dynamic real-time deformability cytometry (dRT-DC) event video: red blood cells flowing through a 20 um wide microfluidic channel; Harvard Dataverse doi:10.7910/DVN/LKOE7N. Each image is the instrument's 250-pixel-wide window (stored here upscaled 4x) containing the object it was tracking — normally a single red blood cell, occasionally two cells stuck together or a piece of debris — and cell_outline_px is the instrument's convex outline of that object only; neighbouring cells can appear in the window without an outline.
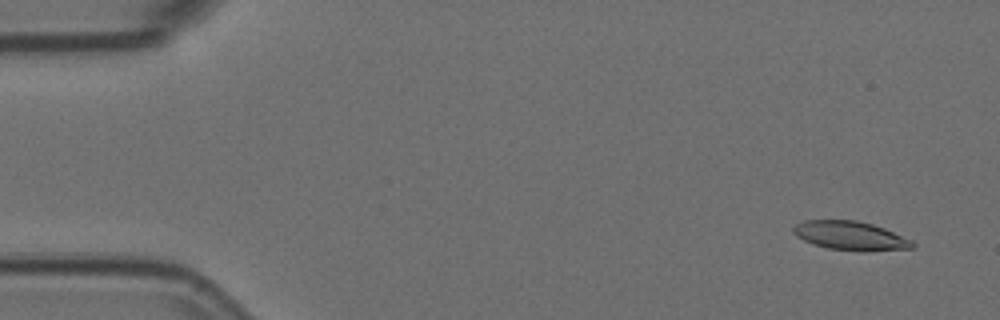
{"species": "Egyptian fruit bat (a non-hibernating species)", "species_latin": "Rousettus aegyptiacus", "temperature_condition": "room temperature", "stored_images_in_passage": 7, "camera_frame_rate_fps": 3000, "um_per_image_px": 0.085, "animal": {"sex": "female"}, "frame": {"image": 1, "passage_image": 1, "time_ms": 0.0, "image_size_px": [1000, 320], "cell_outline_px": [[916, 248], [860, 252], [828, 248], [812, 244], [796, 236], [792, 232], [792, 228], [796, 224], [804, 220], [856, 220], [872, 224], [884, 228], [912, 240], [916, 244]], "centroid_in_image_um": [72.3, 20.05], "position_along_channel_um": 12.7, "area_um2": 20.29}}
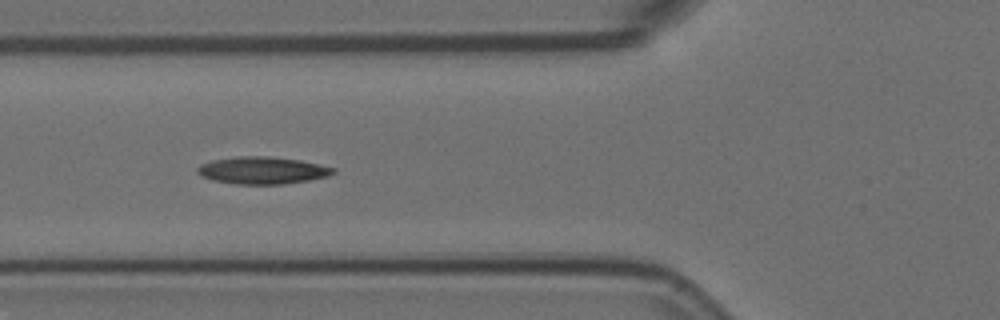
{"frame": {"image": 2, "passage_image": 6, "time_ms": 1.667, "image_size_px": [1000, 320], "cell_outline_px": [[336, 172], [328, 176], [308, 180], [284, 184], [236, 184], [212, 180], [200, 176], [196, 172], [196, 168], [200, 164], [212, 160], [236, 156], [268, 156], [300, 160], [320, 164], [336, 168]], "centroid_in_image_um": [22.28, 14.48], "position_along_channel_um": 103.5, "area_um2": 21.73}}
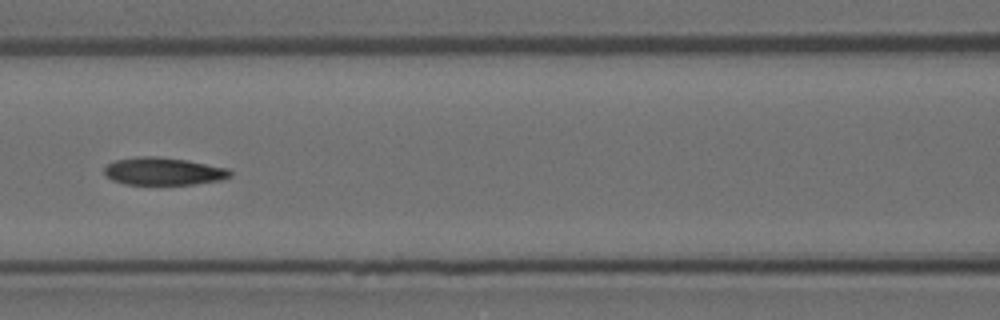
{"frame": {"image": 3, "passage_image": 7, "time_ms": 2.0, "image_size_px": [1000, 320], "cell_outline_px": [[232, 176], [220, 180], [192, 184], [124, 184], [112, 180], [104, 176], [104, 168], [108, 164], [116, 160], [136, 156], [156, 156], [188, 160], [228, 168], [232, 172]], "centroid_in_image_um": [13.88, 14.55], "position_along_channel_um": 152.7, "area_um2": 20.35}}